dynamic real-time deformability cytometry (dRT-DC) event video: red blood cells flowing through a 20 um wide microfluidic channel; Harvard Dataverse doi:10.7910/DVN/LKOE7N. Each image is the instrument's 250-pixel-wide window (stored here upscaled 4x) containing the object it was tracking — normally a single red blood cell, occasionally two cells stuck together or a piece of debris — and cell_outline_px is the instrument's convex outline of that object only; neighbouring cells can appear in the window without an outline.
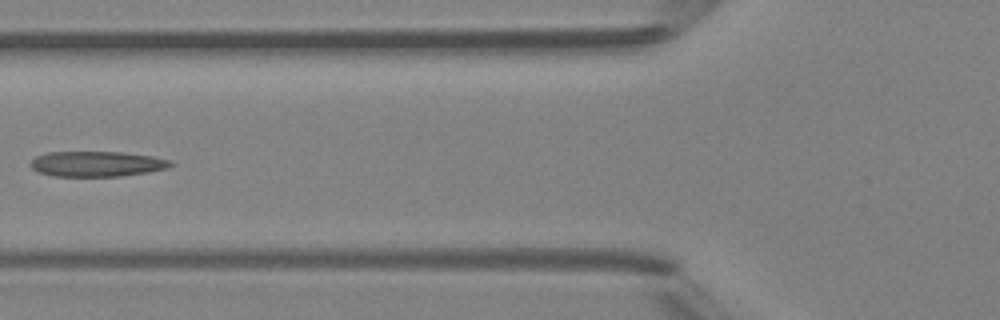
{"species": "Egyptian fruit bat (a non-hibernating species)", "species_latin": "Rousettus aegyptiacus", "temperature_condition": "room temperature", "stored_images_in_passage": 5, "camera_frame_rate_fps": 3000, "um_per_image_px": 0.085, "animal": {"sex": "female"}, "frame": {"image": 1, "passage_image": 4, "time_ms": 3.667, "image_size_px": [1000, 320], "cell_outline_px": [[176, 164], [164, 168], [148, 172], [120, 176], [52, 176], [36, 172], [28, 164], [36, 156], [48, 152], [124, 152], [152, 156], [172, 160]], "centroid_in_image_um": [8.21, 13.93], "position_along_channel_um": 117.6, "area_um2": 20.81}}
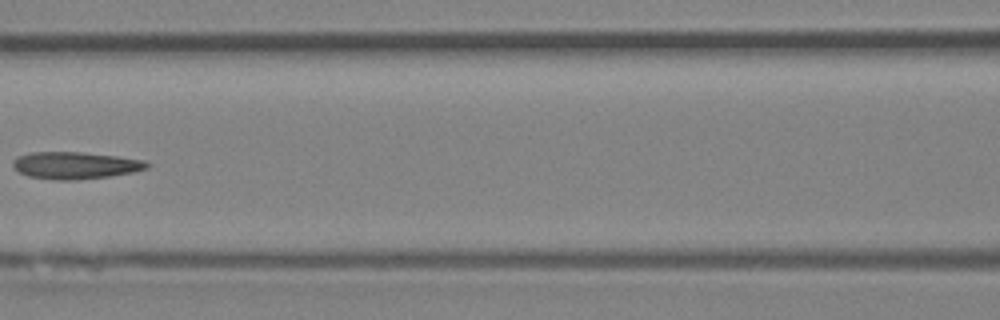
{"frame": {"image": 2, "passage_image": 5, "time_ms": 4.667, "image_size_px": [1000, 320], "cell_outline_px": [[152, 164], [148, 168], [132, 172], [112, 176], [72, 180], [52, 180], [28, 176], [20, 172], [12, 164], [12, 160], [16, 156], [32, 152], [80, 152], [116, 156], [144, 160]], "centroid_in_image_um": [6.4, 14.06], "position_along_channel_um": 160.2, "area_um2": 21.21}}